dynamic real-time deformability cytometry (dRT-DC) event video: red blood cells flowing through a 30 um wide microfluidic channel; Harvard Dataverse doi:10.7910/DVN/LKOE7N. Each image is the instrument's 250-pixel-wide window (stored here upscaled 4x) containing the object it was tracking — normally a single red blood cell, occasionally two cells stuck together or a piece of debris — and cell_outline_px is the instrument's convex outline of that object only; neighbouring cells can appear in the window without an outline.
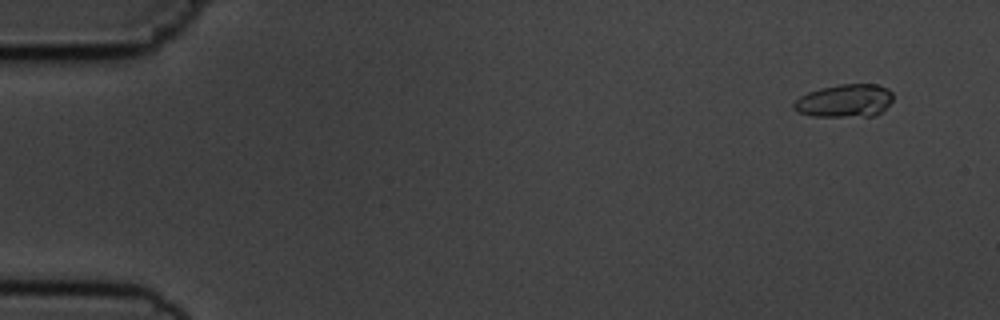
{"species": "common noctule bat (a hibernating species)", "species_latin": "Nyctalus noctula", "temperature_condition": "cold", "stored_images_in_passage": 7, "camera_frame_rate_fps": 3000, "um_per_image_px": 0.085, "animal": {"sex": "male", "body_mass_g": 19.5, "forearm_length_mm": 54.6}, "frame": {"image": 1, "passage_image": 2, "time_ms": 1.0, "image_size_px": [1000, 320], "cell_outline_px": [[892, 100], [876, 116], [812, 116], [800, 112], [792, 108], [792, 104], [800, 96], [808, 92], [820, 88], [840, 84], [876, 84], [888, 88], [892, 92]], "centroid_in_image_um": [71.79, 8.56], "position_along_channel_um": 13.2, "area_um2": 19.02}}
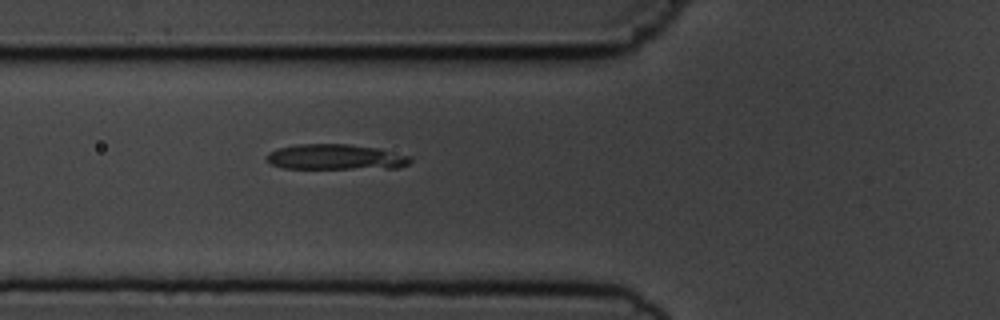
{"frame": {"image": 2, "passage_image": 7, "time_ms": 6.667, "image_size_px": [1000, 320], "cell_outline_px": [[412, 160], [408, 164], [400, 168], [284, 168], [272, 164], [268, 160], [268, 152], [280, 148], [296, 144], [348, 144], [380, 148], [412, 156]], "centroid_in_image_um": [28.62, 13.34], "position_along_channel_um": 97.2, "area_um2": 21.27}}